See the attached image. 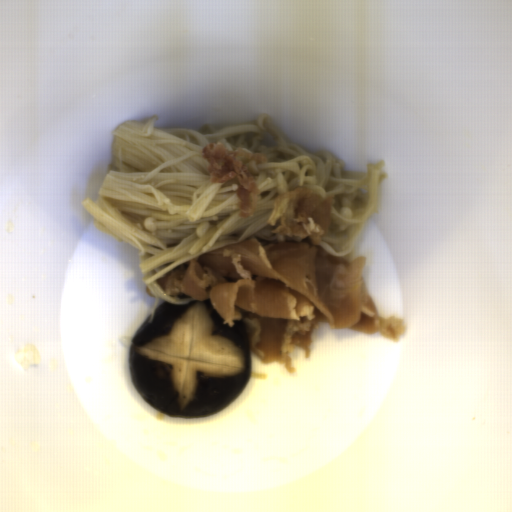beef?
Masks as SVG:
<instances>
[{"label":"beef","instance_id":"1","mask_svg":"<svg viewBox=\"0 0 512 512\" xmlns=\"http://www.w3.org/2000/svg\"><path fill=\"white\" fill-rule=\"evenodd\" d=\"M334 217L332 201L300 187L275 198L267 224L274 240L254 237L203 253L157 283L166 295L210 300L226 324L243 323L252 356L291 366L294 348L310 358L318 324L333 330L403 336V320L379 316L363 282L365 256L335 258L321 243Z\"/></svg>","mask_w":512,"mask_h":512},{"label":"beef","instance_id":"2","mask_svg":"<svg viewBox=\"0 0 512 512\" xmlns=\"http://www.w3.org/2000/svg\"><path fill=\"white\" fill-rule=\"evenodd\" d=\"M202 158L212 181L238 183L236 206L240 218L255 215L260 200V188L255 179L253 166L268 164L267 154L253 152L251 148L230 149L221 141L203 147Z\"/></svg>","mask_w":512,"mask_h":512}]
</instances>
